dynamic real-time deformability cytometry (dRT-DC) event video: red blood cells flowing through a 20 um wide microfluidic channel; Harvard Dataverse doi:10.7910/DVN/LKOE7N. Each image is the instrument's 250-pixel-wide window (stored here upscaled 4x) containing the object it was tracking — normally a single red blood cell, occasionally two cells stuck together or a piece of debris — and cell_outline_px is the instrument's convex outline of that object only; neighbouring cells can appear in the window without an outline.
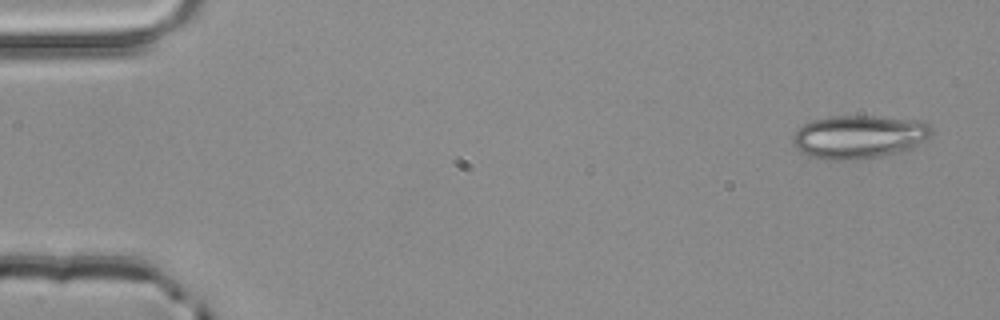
{"species": "common noctule bat (a hibernating species)", "species_latin": "Nyctalus noctula", "temperature_condition": "room temperature", "stored_images_in_passage": 4, "camera_frame_rate_fps": 3000, "um_per_image_px": 0.085, "animal": {"sex": "male", "body_mass_g": 20.4}, "frame": {"image": 1, "passage_image": 1, "time_ms": 0.0, "image_size_px": [1000, 320], "cell_outline_px": [[932, 132], [924, 140], [912, 148], [904, 152], [880, 156], [844, 160], [824, 160], [808, 156], [800, 152], [792, 144], [792, 136], [804, 124], [812, 120], [828, 116], [876, 116], [920, 120], [928, 124], [932, 128]], "centroid_in_image_um": [72.99, 11.63], "position_along_channel_um": 12.0, "area_um2": 35.26}}